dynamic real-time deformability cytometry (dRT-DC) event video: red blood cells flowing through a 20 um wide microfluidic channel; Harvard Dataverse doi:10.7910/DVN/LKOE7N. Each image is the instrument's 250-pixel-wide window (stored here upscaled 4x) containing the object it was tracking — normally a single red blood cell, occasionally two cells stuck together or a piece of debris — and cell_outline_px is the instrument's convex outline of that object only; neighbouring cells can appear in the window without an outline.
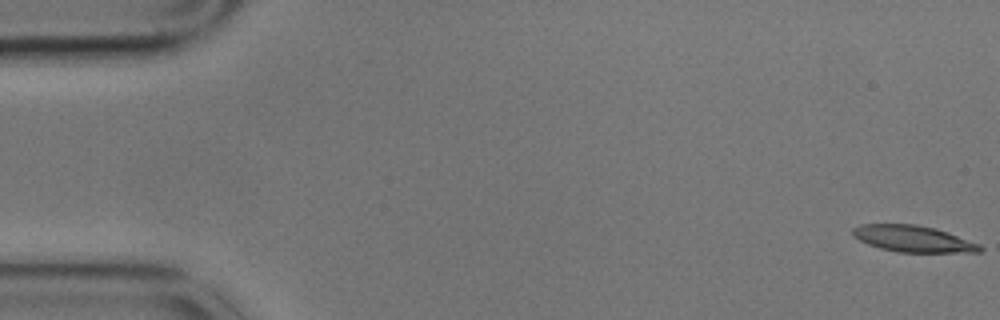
{"species": "common noctule bat (a hibernating species)", "species_latin": "Nyctalus noctula", "temperature_condition": "cold", "stored_images_in_passage": 58, "camera_frame_rate_fps": 3000, "um_per_image_px": 0.085, "animal": {"sex": "male", "body_mass_g": 17.9}, "frame": {"image": 1, "passage_image": 1, "time_ms": 0.0, "image_size_px": [1000, 320], "cell_outline_px": [[984, 248], [980, 252], [900, 252], [880, 248], [868, 244], [860, 240], [852, 232], [852, 228], [860, 224], [916, 224], [936, 228], [948, 232], [980, 244]], "centroid_in_image_um": [77.65, 20.29], "position_along_channel_um": 7.4, "area_um2": 19.54}}
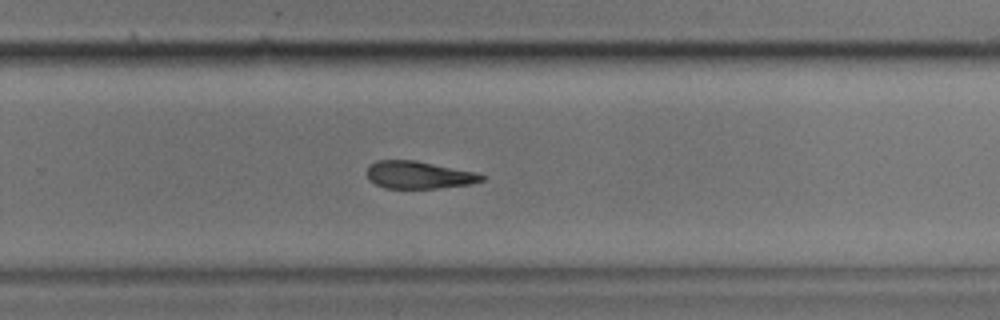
{"frame": {"image": 2, "passage_image": 38, "time_ms": 12.333, "image_size_px": [1000, 320], "cell_outline_px": [[488, 176], [484, 180], [472, 184], [436, 188], [384, 188], [368, 180], [364, 172], [376, 160], [416, 160], [476, 172]], "centroid_in_image_um": [35.6, 14.87], "position_along_channel_um": 294.2, "area_um2": 18.61}}
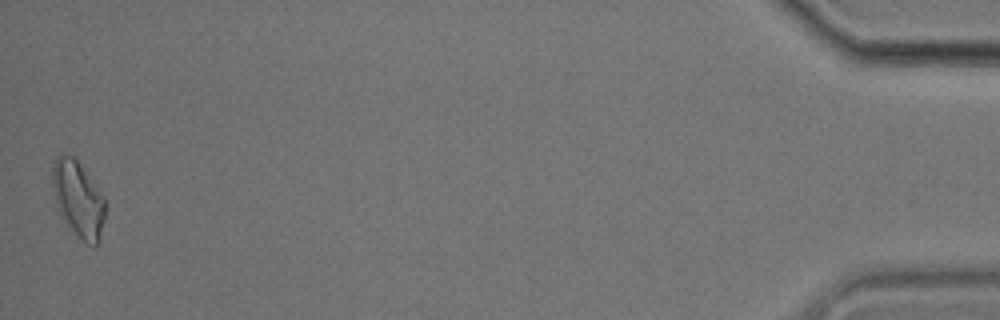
{"frame": {"image": 3, "passage_image": 58, "time_ms": 19.0, "image_size_px": [1000, 320], "cell_outline_px": [[104, 220], [100, 240], [96, 244], [88, 244], [68, 224], [56, 208], [52, 184], [52, 164], [56, 156], [72, 156], [76, 160], [104, 196]], "centroid_in_image_um": [6.63, 16.9], "position_along_channel_um": 428.6, "area_um2": 22.72}, "authors_computed_cell_mechanics": {"area_um2": 19.9988, "velocity_mm_per_s": 3.4094, "shape_relaxation_time_tau1_ms": null, "shape_relaxation_time_tau2_ms": 6.6953, "deformation_change_tau1": null, "deformation_change_tau2": 0.1809}}